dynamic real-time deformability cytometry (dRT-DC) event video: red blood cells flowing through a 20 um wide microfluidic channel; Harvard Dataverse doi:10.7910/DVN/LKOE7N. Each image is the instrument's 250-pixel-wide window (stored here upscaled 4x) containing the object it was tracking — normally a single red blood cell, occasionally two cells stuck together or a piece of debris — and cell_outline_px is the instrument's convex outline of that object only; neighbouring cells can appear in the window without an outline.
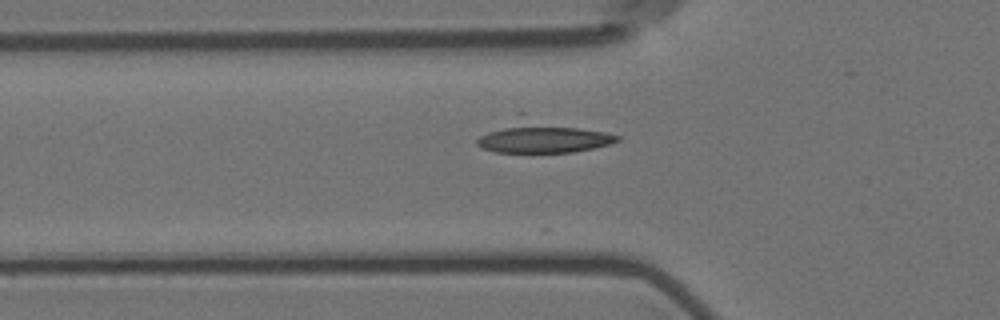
{"species": "Egyptian fruit bat (a non-hibernating species)", "species_latin": "Rousettus aegyptiacus", "temperature_condition": "room temperature", "stored_images_in_passage": 6, "camera_frame_rate_fps": 3000, "um_per_image_px": 0.085, "animal": {"sex": "female"}, "frame": {"image": 1, "passage_image": 2, "time_ms": 0.333, "image_size_px": [1000, 320], "cell_outline_px": [[620, 140], [608, 144], [592, 148], [572, 152], [496, 152], [480, 148], [476, 144], [476, 140], [480, 136], [520, 108], [620, 136]], "centroid_in_image_um": [46.02, 11.48], "position_along_channel_um": 79.8, "area_um2": 28.5}}
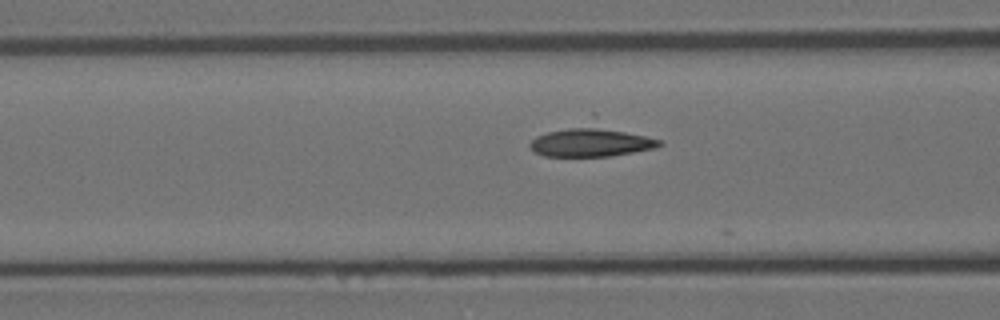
{"frame": {"image": 2, "passage_image": 5, "time_ms": 1.333, "image_size_px": [1000, 320], "cell_outline_px": [[664, 144], [656, 148], [612, 156], [544, 156], [536, 152], [528, 144], [536, 136], [548, 132], [584, 124], [644, 136], [660, 140]], "centroid_in_image_um": [50.21, 12.1], "position_along_channel_um": 116.4, "area_um2": 21.44}}